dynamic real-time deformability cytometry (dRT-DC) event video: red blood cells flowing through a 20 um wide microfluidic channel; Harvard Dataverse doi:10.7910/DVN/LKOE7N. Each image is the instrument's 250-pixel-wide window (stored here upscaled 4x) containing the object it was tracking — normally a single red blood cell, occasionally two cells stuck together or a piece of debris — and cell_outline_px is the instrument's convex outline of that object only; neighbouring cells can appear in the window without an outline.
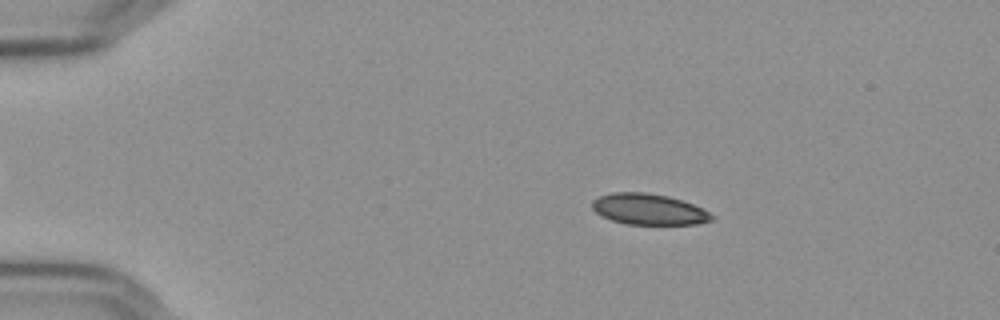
{"species": "Egyptian fruit bat (a non-hibernating species)", "species_latin": "Rousettus aegyptiacus", "temperature_condition": "cold", "stored_images_in_passage": 52, "camera_frame_rate_fps": 3000, "um_per_image_px": 0.085, "frame": {"image": 1, "passage_image": 6, "time_ms": 1.667, "image_size_px": [1000, 320], "cell_outline_px": [[712, 220], [696, 224], [628, 224], [612, 220], [596, 212], [592, 208], [592, 200], [600, 196], [612, 192], [648, 192], [668, 196], [692, 204], [708, 212], [712, 216]], "centroid_in_image_um": [55.1, 17.78], "position_along_channel_um": 29.9, "area_um2": 21.27}}
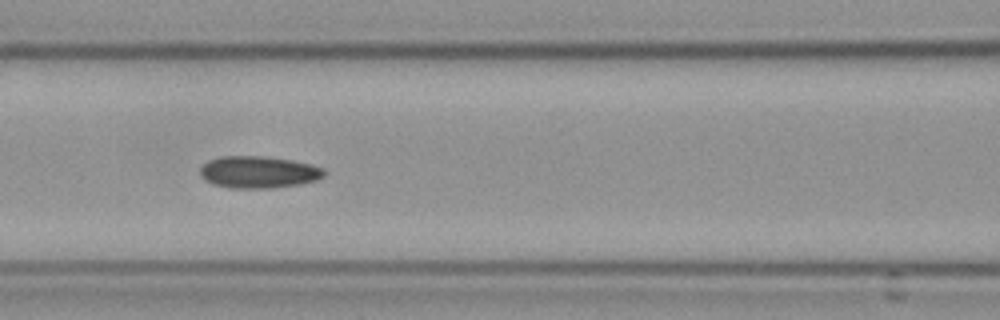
{"frame": {"image": 2, "passage_image": 21, "time_ms": 6.667, "image_size_px": [1000, 320], "cell_outline_px": [[324, 176], [316, 180], [300, 184], [268, 188], [228, 188], [212, 184], [200, 176], [200, 168], [208, 160], [220, 156], [268, 156], [292, 160], [312, 164], [324, 168]], "centroid_in_image_um": [21.96, 14.62], "position_along_channel_um": 144.6, "area_um2": 23.29}}
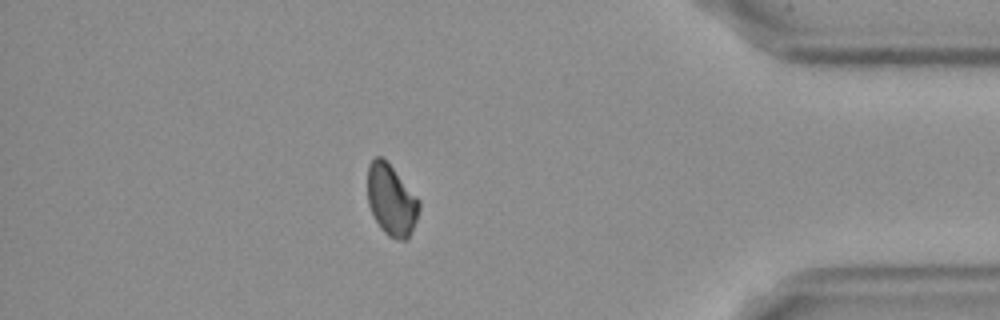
{"frame": {"image": 3, "passage_image": 45, "time_ms": 14.667, "image_size_px": [1000, 320], "cell_outline_px": [[420, 208], [416, 220], [408, 240], [400, 240], [388, 236], [380, 228], [368, 204], [368, 164], [376, 156], [380, 156], [392, 168], [420, 200]], "centroid_in_image_um": [33.27, 17.04], "position_along_channel_um": 401.9, "area_um2": 21.1}}